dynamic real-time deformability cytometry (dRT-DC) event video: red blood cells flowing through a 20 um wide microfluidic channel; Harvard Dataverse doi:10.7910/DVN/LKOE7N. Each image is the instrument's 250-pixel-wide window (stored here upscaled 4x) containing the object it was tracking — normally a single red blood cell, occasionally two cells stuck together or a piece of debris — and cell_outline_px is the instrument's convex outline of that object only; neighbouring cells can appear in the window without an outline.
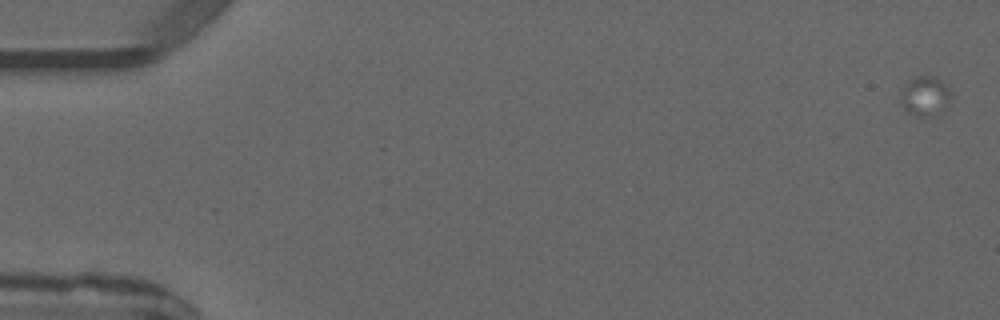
{"species": "common noctule bat (a hibernating species)", "species_latin": "Nyctalus noctula", "temperature_condition": "warm", "stored_images_in_passage": 5, "camera_frame_rate_fps": 3000, "um_per_image_px": 0.085, "animal": {"sex": "male", "forearm_length_mm": 52.5}, "frame": {"image": 1, "passage_image": 1, "time_ms": 0.0, "image_size_px": [1000, 320], "cell_outline_px": [[952, 100], [940, 112], [920, 120], [908, 112], [900, 104], [900, 92], [904, 84], [908, 80], [916, 76], [936, 76], [948, 84], [952, 92]], "centroid_in_image_um": [78.64, 8.17], "position_along_channel_um": 6.4, "area_um2": 12.37}}